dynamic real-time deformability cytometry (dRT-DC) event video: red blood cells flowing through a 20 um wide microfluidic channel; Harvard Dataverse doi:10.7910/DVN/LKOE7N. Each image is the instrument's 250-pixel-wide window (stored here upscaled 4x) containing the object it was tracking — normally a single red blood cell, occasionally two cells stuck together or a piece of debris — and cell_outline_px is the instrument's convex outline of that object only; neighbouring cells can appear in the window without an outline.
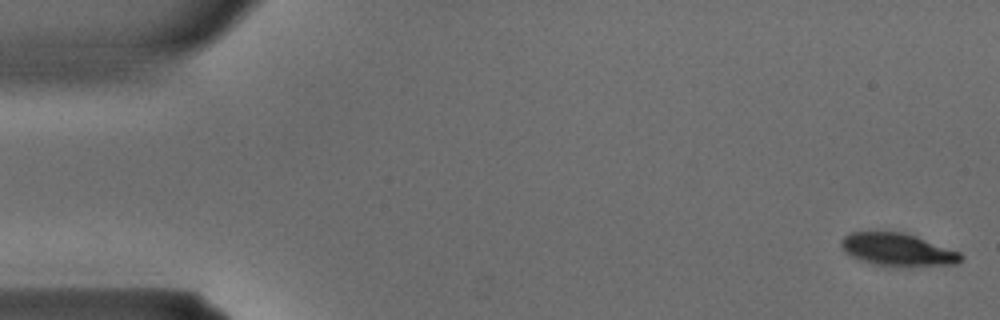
{"species": "common noctule bat (a hibernating species)", "species_latin": "Nyctalus noctula", "temperature_condition": "warm", "stored_images_in_passage": 36, "camera_frame_rate_fps": 3000, "um_per_image_px": 0.085, "animal": {"sex": "male", "body_mass_g": 15.6}, "frame": {"image": 1, "passage_image": 1, "time_ms": 0.0, "image_size_px": [1000, 320], "cell_outline_px": [[964, 260], [956, 264], [876, 264], [852, 256], [844, 252], [840, 244], [840, 240], [844, 236], [852, 232], [904, 232], [916, 236], [960, 252], [964, 256]], "centroid_in_image_um": [76.29, 21.17], "position_along_channel_um": 8.7, "area_um2": 21.91}}
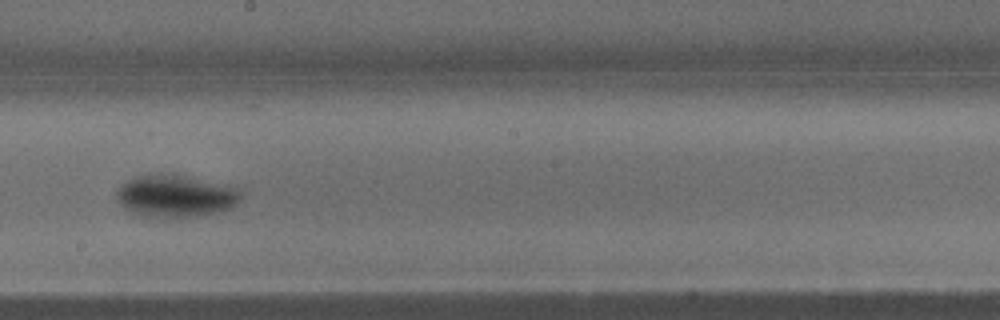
{"frame": {"image": 2, "passage_image": 20, "time_ms": 6.333, "image_size_px": [1000, 320], "cell_outline_px": [[240, 200], [236, 204], [220, 212], [200, 216], [140, 216], [128, 212], [116, 200], [116, 192], [128, 180], [136, 176], [160, 172], [184, 176], [228, 184], [236, 188], [240, 192]], "centroid_in_image_um": [14.9, 16.65], "position_along_channel_um": 233.3, "area_um2": 30.63}}
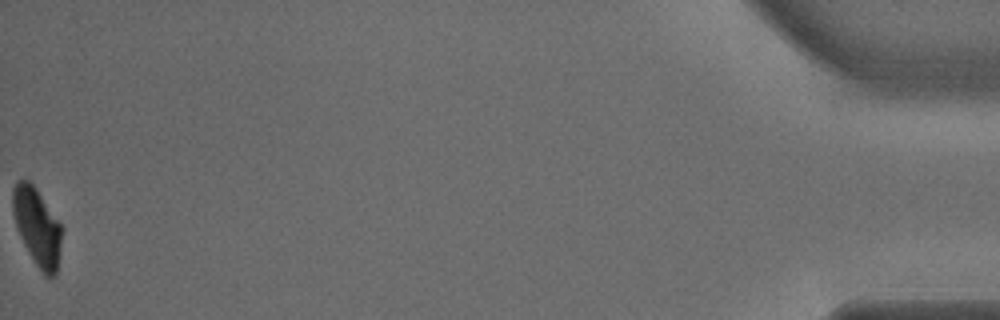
{"frame": {"image": 3, "passage_image": 36, "time_ms": 11.667, "image_size_px": [1000, 320], "cell_outline_px": [[64, 228], [56, 276], [48, 280], [44, 276], [28, 252], [20, 236], [12, 212], [12, 192], [16, 180], [24, 176], [36, 188]], "centroid_in_image_um": [3.18, 19.28], "position_along_channel_um": 432.0, "area_um2": 22.72}}